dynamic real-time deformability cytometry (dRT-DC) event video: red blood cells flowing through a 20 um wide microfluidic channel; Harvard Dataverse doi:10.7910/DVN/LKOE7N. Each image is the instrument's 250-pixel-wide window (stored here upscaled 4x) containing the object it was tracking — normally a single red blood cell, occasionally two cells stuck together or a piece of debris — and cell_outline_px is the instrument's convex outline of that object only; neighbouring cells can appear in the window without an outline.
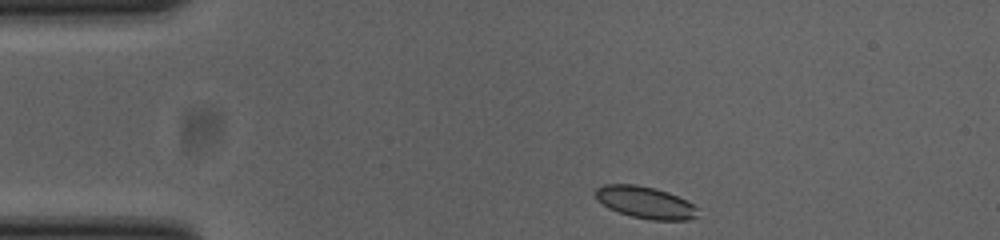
{"species": "common noctule bat (a hibernating species)", "species_latin": "Nyctalus noctula", "temperature_condition": "cold", "stored_images_in_passage": 44, "camera_frame_rate_fps": 3000, "um_per_image_px": 0.085, "animal": {"sex": "female", "body_mass_g": 23.0, "forearm_length_mm": 53.4}, "frame": {"image": 1, "passage_image": 1, "time_ms": 0.0, "image_size_px": [1000, 240], "cell_outline_px": [[696, 216], [688, 220], [652, 220], [632, 216], [608, 208], [596, 200], [596, 188], [604, 184], [636, 184], [656, 188], [668, 192], [692, 204], [696, 208]], "centroid_in_image_um": [54.8, 17.19], "position_along_channel_um": 30.2, "area_um2": 18.84}}
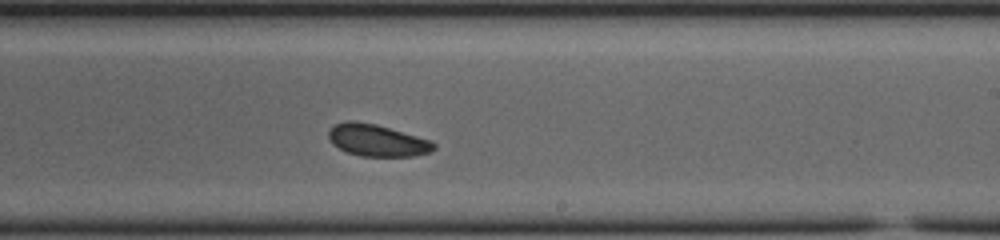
{"frame": {"image": 2, "passage_image": 23, "time_ms": 7.333, "image_size_px": [1000, 240], "cell_outline_px": [[436, 148], [428, 152], [412, 156], [360, 156], [348, 152], [332, 144], [328, 136], [328, 132], [336, 124], [344, 120], [356, 120], [376, 124], [432, 140], [436, 144]], "centroid_in_image_um": [32.06, 11.91], "position_along_channel_um": 256.9, "area_um2": 19.59}}
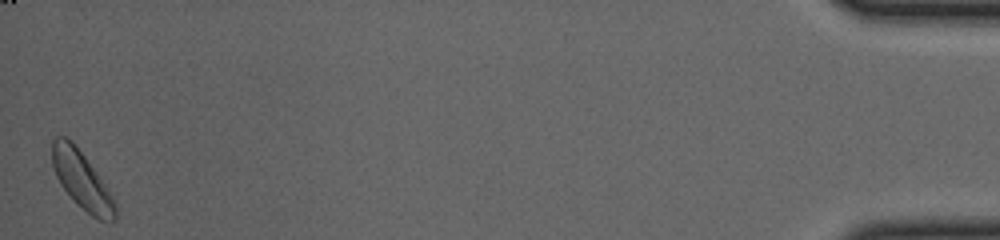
{"frame": {"image": 3, "passage_image": 44, "time_ms": 14.333, "image_size_px": [1000, 240], "cell_outline_px": [[116, 220], [108, 224], [92, 216], [60, 184], [56, 176], [52, 164], [52, 140], [56, 136], [64, 136], [72, 140], [84, 156], [112, 196], [116, 204]], "centroid_in_image_um": [6.96, 15.31], "position_along_channel_um": 428.2, "area_um2": 20.58}, "authors_computed_cell_mechanics": {"area_um2": 19.5653, "velocity_mm_per_s": 3.8144, "shape_relaxation_time_tau1_ms": 1.7446, "shape_relaxation_time_tau2_ms": null, "deformation_change_tau1": 0.0362, "deformation_change_tau2": null}}